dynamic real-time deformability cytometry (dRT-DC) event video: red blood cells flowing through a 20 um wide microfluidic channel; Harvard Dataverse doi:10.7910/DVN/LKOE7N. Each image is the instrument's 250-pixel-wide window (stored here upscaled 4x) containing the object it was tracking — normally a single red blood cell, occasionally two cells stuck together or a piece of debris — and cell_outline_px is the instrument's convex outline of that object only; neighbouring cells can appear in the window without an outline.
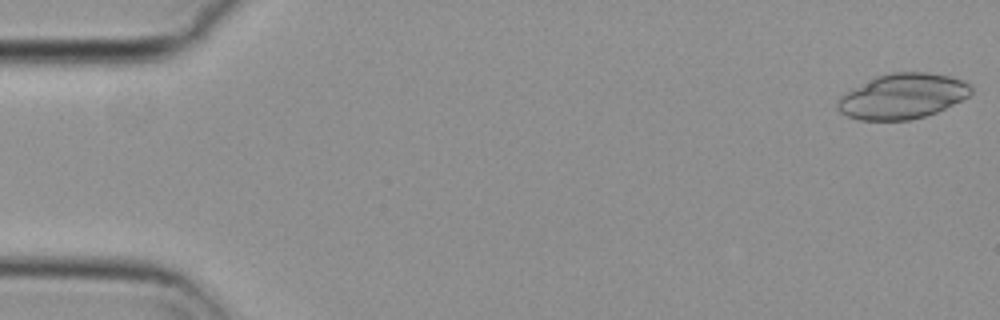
{"species": "common noctule bat (a hibernating species)", "species_latin": "Nyctalus noctula", "temperature_condition": "cold", "stored_images_in_passage": 12, "camera_frame_rate_fps": 3000, "um_per_image_px": 0.085, "animal": {"sex": "female", "body_mass_g": 29.2, "forearm_length_mm": 56.3}, "frame": {"image": 1, "passage_image": 1, "time_ms": 0.0, "image_size_px": [1000, 320], "cell_outline_px": [[972, 92], [968, 96], [936, 112], [924, 116], [908, 120], [860, 120], [848, 116], [840, 112], [836, 108], [836, 104], [840, 96], [852, 88], [876, 76], [892, 72], [924, 72], [948, 76], [964, 80], [972, 84]], "centroid_in_image_um": [76.7, 8.17], "position_along_channel_um": 8.3, "area_um2": 35.03}}